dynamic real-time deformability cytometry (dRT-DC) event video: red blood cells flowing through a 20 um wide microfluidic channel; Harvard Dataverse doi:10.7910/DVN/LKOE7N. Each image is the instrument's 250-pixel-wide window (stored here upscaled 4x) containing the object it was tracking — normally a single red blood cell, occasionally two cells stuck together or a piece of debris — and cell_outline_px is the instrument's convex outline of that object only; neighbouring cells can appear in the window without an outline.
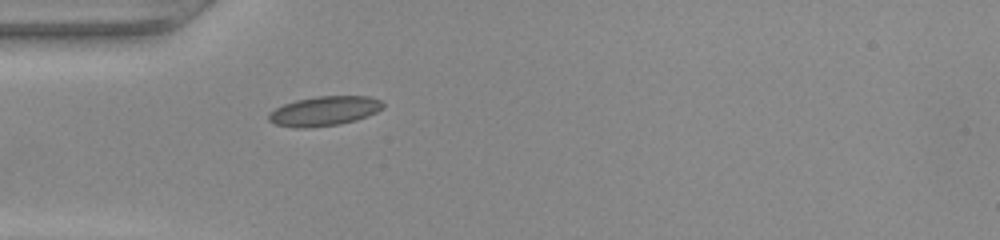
{"species": "common noctule bat (a hibernating species)", "species_latin": "Nyctalus noctula", "temperature_condition": "warm", "stored_images_in_passage": 35, "camera_frame_rate_fps": 3000, "um_per_image_px": 0.085, "animal": {"sex": "female", "body_mass_g": 22.0, "forearm_length_mm": 56.7}, "frame": {"image": 1, "passage_image": 1, "time_ms": 0.0, "image_size_px": [1000, 240], "cell_outline_px": [[384, 104], [376, 112], [356, 120], [340, 124], [304, 128], [296, 128], [276, 124], [268, 120], [268, 112], [284, 104], [296, 100], [316, 96], [368, 96], [380, 100]], "centroid_in_image_um": [27.53, 9.43], "position_along_channel_um": 57.5, "area_um2": 19.54}}
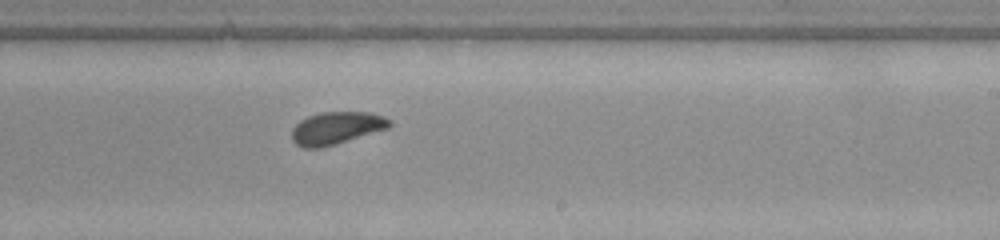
{"frame": {"image": 2, "passage_image": 16, "time_ms": 5.0, "image_size_px": [1000, 240], "cell_outline_px": [[392, 124], [388, 128], [336, 144], [320, 148], [304, 148], [296, 144], [292, 140], [292, 128], [300, 120], [308, 116], [320, 112], [368, 112], [384, 116], [392, 120]], "centroid_in_image_um": [28.59, 10.88], "position_along_channel_um": 260.4, "area_um2": 18.55}}
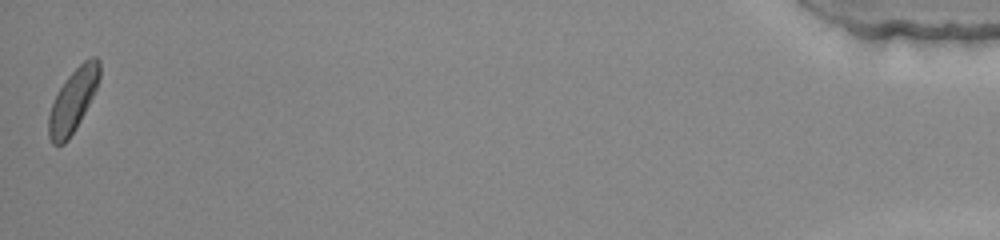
{"frame": {"image": 3, "passage_image": 35, "time_ms": 11.333, "image_size_px": [1000, 240], "cell_outline_px": [[100, 76], [96, 88], [76, 128], [68, 140], [64, 144], [52, 144], [48, 136], [48, 116], [52, 104], [60, 88], [68, 76], [84, 60], [92, 56], [96, 56], [100, 60]], "centroid_in_image_um": [6.2, 8.54], "position_along_channel_um": 429.0, "area_um2": 18.38}}